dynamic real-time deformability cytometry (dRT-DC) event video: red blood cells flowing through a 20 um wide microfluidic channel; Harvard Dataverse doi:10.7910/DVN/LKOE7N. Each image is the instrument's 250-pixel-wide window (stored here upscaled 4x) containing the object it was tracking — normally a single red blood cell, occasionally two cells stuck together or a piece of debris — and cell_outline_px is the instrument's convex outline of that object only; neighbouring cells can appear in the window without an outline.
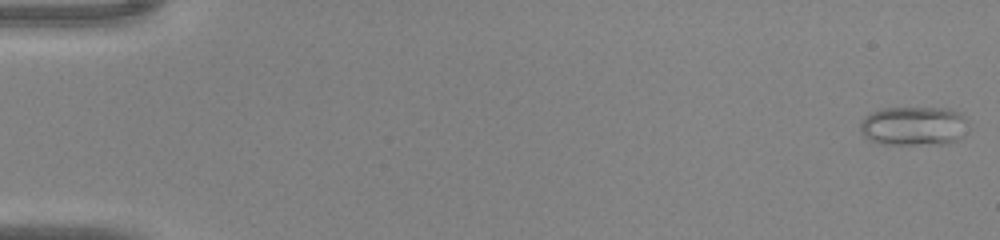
{"species": "common noctule bat (a hibernating species)", "species_latin": "Nyctalus noctula", "temperature_condition": "warm", "stored_images_in_passage": 44, "camera_frame_rate_fps": 3000, "um_per_image_px": 0.085, "animal": {"sex": "male", "body_mass_g": 20.0, "forearm_length_mm": 53.3}, "frame": {"image": 1, "passage_image": 1, "time_ms": 0.0, "image_size_px": [1000, 240], "cell_outline_px": [[972, 128], [960, 140], [948, 144], [884, 144], [868, 140], [860, 132], [860, 120], [864, 116], [880, 108], [948, 108], [960, 112], [968, 120]], "centroid_in_image_um": [77.75, 10.71], "position_along_channel_um": 7.3, "area_um2": 25.55}}
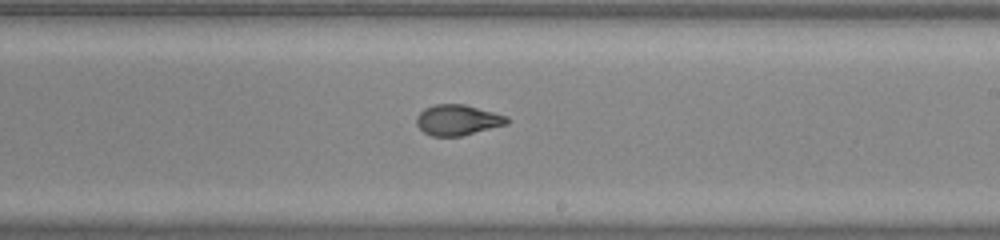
{"frame": {"image": 2, "passage_image": 27, "time_ms": 8.667, "image_size_px": [1000, 240], "cell_outline_px": [[508, 124], [460, 136], [432, 136], [424, 132], [416, 124], [416, 116], [424, 108], [436, 104], [464, 104], [508, 116]], "centroid_in_image_um": [38.89, 10.19], "position_along_channel_um": 250.1, "area_um2": 16.07}}
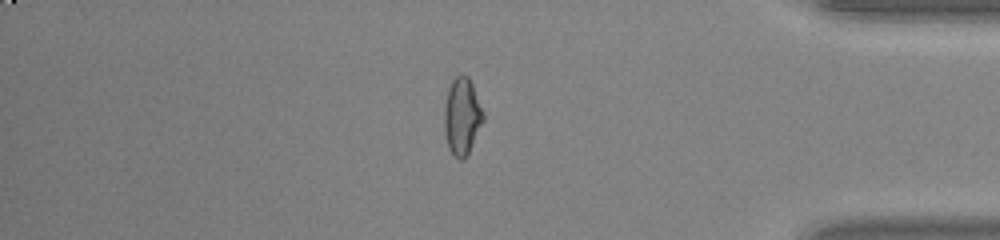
{"frame": {"image": 3, "passage_image": 38, "time_ms": 12.333, "image_size_px": [1000, 240], "cell_outline_px": [[484, 120], [464, 160], [460, 160], [448, 148], [444, 132], [444, 108], [448, 88], [452, 80], [460, 72], [468, 76], [472, 84], [484, 112]], "centroid_in_image_um": [39.26, 9.85], "position_along_channel_um": 395.9, "area_um2": 17.51}}